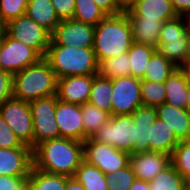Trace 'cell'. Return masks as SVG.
<instances>
[{
    "label": "cell",
    "mask_w": 190,
    "mask_h": 190,
    "mask_svg": "<svg viewBox=\"0 0 190 190\" xmlns=\"http://www.w3.org/2000/svg\"><path fill=\"white\" fill-rule=\"evenodd\" d=\"M149 151L172 155L175 146L180 140L175 136L174 130L170 129L165 122L158 118L150 127L148 138Z\"/></svg>",
    "instance_id": "cell-22"
},
{
    "label": "cell",
    "mask_w": 190,
    "mask_h": 190,
    "mask_svg": "<svg viewBox=\"0 0 190 190\" xmlns=\"http://www.w3.org/2000/svg\"><path fill=\"white\" fill-rule=\"evenodd\" d=\"M68 176L50 174L32 168L27 178V190H64Z\"/></svg>",
    "instance_id": "cell-25"
},
{
    "label": "cell",
    "mask_w": 190,
    "mask_h": 190,
    "mask_svg": "<svg viewBox=\"0 0 190 190\" xmlns=\"http://www.w3.org/2000/svg\"><path fill=\"white\" fill-rule=\"evenodd\" d=\"M157 118L174 130L180 141H185L190 135V113L183 108L163 103L156 107Z\"/></svg>",
    "instance_id": "cell-19"
},
{
    "label": "cell",
    "mask_w": 190,
    "mask_h": 190,
    "mask_svg": "<svg viewBox=\"0 0 190 190\" xmlns=\"http://www.w3.org/2000/svg\"><path fill=\"white\" fill-rule=\"evenodd\" d=\"M112 79H106L98 74L93 78L88 103L111 115Z\"/></svg>",
    "instance_id": "cell-29"
},
{
    "label": "cell",
    "mask_w": 190,
    "mask_h": 190,
    "mask_svg": "<svg viewBox=\"0 0 190 190\" xmlns=\"http://www.w3.org/2000/svg\"><path fill=\"white\" fill-rule=\"evenodd\" d=\"M134 43L158 46L159 34L163 21L146 19L145 17H127Z\"/></svg>",
    "instance_id": "cell-21"
},
{
    "label": "cell",
    "mask_w": 190,
    "mask_h": 190,
    "mask_svg": "<svg viewBox=\"0 0 190 190\" xmlns=\"http://www.w3.org/2000/svg\"><path fill=\"white\" fill-rule=\"evenodd\" d=\"M6 23L2 20L0 15V39L5 35Z\"/></svg>",
    "instance_id": "cell-49"
},
{
    "label": "cell",
    "mask_w": 190,
    "mask_h": 190,
    "mask_svg": "<svg viewBox=\"0 0 190 190\" xmlns=\"http://www.w3.org/2000/svg\"><path fill=\"white\" fill-rule=\"evenodd\" d=\"M140 84L141 79L131 75L112 79L111 116L132 114L143 106Z\"/></svg>",
    "instance_id": "cell-12"
},
{
    "label": "cell",
    "mask_w": 190,
    "mask_h": 190,
    "mask_svg": "<svg viewBox=\"0 0 190 190\" xmlns=\"http://www.w3.org/2000/svg\"><path fill=\"white\" fill-rule=\"evenodd\" d=\"M98 75L106 79L130 75V59L128 53L104 59L98 64Z\"/></svg>",
    "instance_id": "cell-30"
},
{
    "label": "cell",
    "mask_w": 190,
    "mask_h": 190,
    "mask_svg": "<svg viewBox=\"0 0 190 190\" xmlns=\"http://www.w3.org/2000/svg\"><path fill=\"white\" fill-rule=\"evenodd\" d=\"M85 190H108L106 175L96 166L83 161L73 176Z\"/></svg>",
    "instance_id": "cell-27"
},
{
    "label": "cell",
    "mask_w": 190,
    "mask_h": 190,
    "mask_svg": "<svg viewBox=\"0 0 190 190\" xmlns=\"http://www.w3.org/2000/svg\"><path fill=\"white\" fill-rule=\"evenodd\" d=\"M185 29V34L188 39H190V10L184 12L182 15H180Z\"/></svg>",
    "instance_id": "cell-46"
},
{
    "label": "cell",
    "mask_w": 190,
    "mask_h": 190,
    "mask_svg": "<svg viewBox=\"0 0 190 190\" xmlns=\"http://www.w3.org/2000/svg\"><path fill=\"white\" fill-rule=\"evenodd\" d=\"M135 179L136 177L130 164L112 174L106 175L108 190H129Z\"/></svg>",
    "instance_id": "cell-36"
},
{
    "label": "cell",
    "mask_w": 190,
    "mask_h": 190,
    "mask_svg": "<svg viewBox=\"0 0 190 190\" xmlns=\"http://www.w3.org/2000/svg\"><path fill=\"white\" fill-rule=\"evenodd\" d=\"M185 109L190 113V76L187 73V99Z\"/></svg>",
    "instance_id": "cell-48"
},
{
    "label": "cell",
    "mask_w": 190,
    "mask_h": 190,
    "mask_svg": "<svg viewBox=\"0 0 190 190\" xmlns=\"http://www.w3.org/2000/svg\"><path fill=\"white\" fill-rule=\"evenodd\" d=\"M95 26L74 19L61 20L51 34L49 45L92 47Z\"/></svg>",
    "instance_id": "cell-13"
},
{
    "label": "cell",
    "mask_w": 190,
    "mask_h": 190,
    "mask_svg": "<svg viewBox=\"0 0 190 190\" xmlns=\"http://www.w3.org/2000/svg\"><path fill=\"white\" fill-rule=\"evenodd\" d=\"M127 17H145L167 21L177 17L171 0H139L130 11L125 12Z\"/></svg>",
    "instance_id": "cell-18"
},
{
    "label": "cell",
    "mask_w": 190,
    "mask_h": 190,
    "mask_svg": "<svg viewBox=\"0 0 190 190\" xmlns=\"http://www.w3.org/2000/svg\"><path fill=\"white\" fill-rule=\"evenodd\" d=\"M185 70L187 71L188 75L190 76V65H188Z\"/></svg>",
    "instance_id": "cell-52"
},
{
    "label": "cell",
    "mask_w": 190,
    "mask_h": 190,
    "mask_svg": "<svg viewBox=\"0 0 190 190\" xmlns=\"http://www.w3.org/2000/svg\"><path fill=\"white\" fill-rule=\"evenodd\" d=\"M171 163L184 179L190 174V143L188 141H180L175 146Z\"/></svg>",
    "instance_id": "cell-35"
},
{
    "label": "cell",
    "mask_w": 190,
    "mask_h": 190,
    "mask_svg": "<svg viewBox=\"0 0 190 190\" xmlns=\"http://www.w3.org/2000/svg\"><path fill=\"white\" fill-rule=\"evenodd\" d=\"M132 43L131 27L125 13L107 15L95 26L92 48L98 63L128 52Z\"/></svg>",
    "instance_id": "cell-2"
},
{
    "label": "cell",
    "mask_w": 190,
    "mask_h": 190,
    "mask_svg": "<svg viewBox=\"0 0 190 190\" xmlns=\"http://www.w3.org/2000/svg\"><path fill=\"white\" fill-rule=\"evenodd\" d=\"M133 120L137 126L136 142L132 148V154L144 153L149 151V133L150 127L157 119L155 107L141 106L133 113Z\"/></svg>",
    "instance_id": "cell-20"
},
{
    "label": "cell",
    "mask_w": 190,
    "mask_h": 190,
    "mask_svg": "<svg viewBox=\"0 0 190 190\" xmlns=\"http://www.w3.org/2000/svg\"><path fill=\"white\" fill-rule=\"evenodd\" d=\"M55 119L60 132V138L84 142L81 105L65 103L57 99Z\"/></svg>",
    "instance_id": "cell-14"
},
{
    "label": "cell",
    "mask_w": 190,
    "mask_h": 190,
    "mask_svg": "<svg viewBox=\"0 0 190 190\" xmlns=\"http://www.w3.org/2000/svg\"><path fill=\"white\" fill-rule=\"evenodd\" d=\"M56 104V94L29 103L33 119V149L44 141L60 138L55 119Z\"/></svg>",
    "instance_id": "cell-7"
},
{
    "label": "cell",
    "mask_w": 190,
    "mask_h": 190,
    "mask_svg": "<svg viewBox=\"0 0 190 190\" xmlns=\"http://www.w3.org/2000/svg\"><path fill=\"white\" fill-rule=\"evenodd\" d=\"M107 14L93 0H75L74 20L96 26Z\"/></svg>",
    "instance_id": "cell-33"
},
{
    "label": "cell",
    "mask_w": 190,
    "mask_h": 190,
    "mask_svg": "<svg viewBox=\"0 0 190 190\" xmlns=\"http://www.w3.org/2000/svg\"><path fill=\"white\" fill-rule=\"evenodd\" d=\"M64 190H85V188L75 178L68 177Z\"/></svg>",
    "instance_id": "cell-45"
},
{
    "label": "cell",
    "mask_w": 190,
    "mask_h": 190,
    "mask_svg": "<svg viewBox=\"0 0 190 190\" xmlns=\"http://www.w3.org/2000/svg\"><path fill=\"white\" fill-rule=\"evenodd\" d=\"M60 20L72 19L75 9V0H51Z\"/></svg>",
    "instance_id": "cell-40"
},
{
    "label": "cell",
    "mask_w": 190,
    "mask_h": 190,
    "mask_svg": "<svg viewBox=\"0 0 190 190\" xmlns=\"http://www.w3.org/2000/svg\"><path fill=\"white\" fill-rule=\"evenodd\" d=\"M188 38L180 16L163 22L156 51L177 68H186Z\"/></svg>",
    "instance_id": "cell-5"
},
{
    "label": "cell",
    "mask_w": 190,
    "mask_h": 190,
    "mask_svg": "<svg viewBox=\"0 0 190 190\" xmlns=\"http://www.w3.org/2000/svg\"><path fill=\"white\" fill-rule=\"evenodd\" d=\"M25 14L45 28L50 34L60 23L51 0H28Z\"/></svg>",
    "instance_id": "cell-23"
},
{
    "label": "cell",
    "mask_w": 190,
    "mask_h": 190,
    "mask_svg": "<svg viewBox=\"0 0 190 190\" xmlns=\"http://www.w3.org/2000/svg\"><path fill=\"white\" fill-rule=\"evenodd\" d=\"M32 168V148H0V176H29Z\"/></svg>",
    "instance_id": "cell-16"
},
{
    "label": "cell",
    "mask_w": 190,
    "mask_h": 190,
    "mask_svg": "<svg viewBox=\"0 0 190 190\" xmlns=\"http://www.w3.org/2000/svg\"><path fill=\"white\" fill-rule=\"evenodd\" d=\"M136 133L137 126L132 114H123L111 116L92 138L131 155L136 142Z\"/></svg>",
    "instance_id": "cell-6"
},
{
    "label": "cell",
    "mask_w": 190,
    "mask_h": 190,
    "mask_svg": "<svg viewBox=\"0 0 190 190\" xmlns=\"http://www.w3.org/2000/svg\"><path fill=\"white\" fill-rule=\"evenodd\" d=\"M170 163V155L153 151L131 154L129 157V164L135 174L136 179L147 182H150Z\"/></svg>",
    "instance_id": "cell-17"
},
{
    "label": "cell",
    "mask_w": 190,
    "mask_h": 190,
    "mask_svg": "<svg viewBox=\"0 0 190 190\" xmlns=\"http://www.w3.org/2000/svg\"><path fill=\"white\" fill-rule=\"evenodd\" d=\"M57 79L54 70L42 58L38 63L14 74L13 97L30 103L42 97L55 95Z\"/></svg>",
    "instance_id": "cell-4"
},
{
    "label": "cell",
    "mask_w": 190,
    "mask_h": 190,
    "mask_svg": "<svg viewBox=\"0 0 190 190\" xmlns=\"http://www.w3.org/2000/svg\"><path fill=\"white\" fill-rule=\"evenodd\" d=\"M42 58L35 49L9 37L6 33L0 39V70L14 75L38 63Z\"/></svg>",
    "instance_id": "cell-11"
},
{
    "label": "cell",
    "mask_w": 190,
    "mask_h": 190,
    "mask_svg": "<svg viewBox=\"0 0 190 190\" xmlns=\"http://www.w3.org/2000/svg\"><path fill=\"white\" fill-rule=\"evenodd\" d=\"M96 75H77L57 79V99L71 104L88 102L93 78Z\"/></svg>",
    "instance_id": "cell-15"
},
{
    "label": "cell",
    "mask_w": 190,
    "mask_h": 190,
    "mask_svg": "<svg viewBox=\"0 0 190 190\" xmlns=\"http://www.w3.org/2000/svg\"><path fill=\"white\" fill-rule=\"evenodd\" d=\"M185 186V179L175 170L172 163L149 182V190H185Z\"/></svg>",
    "instance_id": "cell-31"
},
{
    "label": "cell",
    "mask_w": 190,
    "mask_h": 190,
    "mask_svg": "<svg viewBox=\"0 0 190 190\" xmlns=\"http://www.w3.org/2000/svg\"><path fill=\"white\" fill-rule=\"evenodd\" d=\"M13 80V74L0 70V106L13 97Z\"/></svg>",
    "instance_id": "cell-39"
},
{
    "label": "cell",
    "mask_w": 190,
    "mask_h": 190,
    "mask_svg": "<svg viewBox=\"0 0 190 190\" xmlns=\"http://www.w3.org/2000/svg\"><path fill=\"white\" fill-rule=\"evenodd\" d=\"M5 33L35 49L43 58L50 44L51 34L26 14L6 23Z\"/></svg>",
    "instance_id": "cell-9"
},
{
    "label": "cell",
    "mask_w": 190,
    "mask_h": 190,
    "mask_svg": "<svg viewBox=\"0 0 190 190\" xmlns=\"http://www.w3.org/2000/svg\"><path fill=\"white\" fill-rule=\"evenodd\" d=\"M186 186H190V174L185 178Z\"/></svg>",
    "instance_id": "cell-51"
},
{
    "label": "cell",
    "mask_w": 190,
    "mask_h": 190,
    "mask_svg": "<svg viewBox=\"0 0 190 190\" xmlns=\"http://www.w3.org/2000/svg\"><path fill=\"white\" fill-rule=\"evenodd\" d=\"M129 190H149V182L135 179Z\"/></svg>",
    "instance_id": "cell-47"
},
{
    "label": "cell",
    "mask_w": 190,
    "mask_h": 190,
    "mask_svg": "<svg viewBox=\"0 0 190 190\" xmlns=\"http://www.w3.org/2000/svg\"><path fill=\"white\" fill-rule=\"evenodd\" d=\"M29 147L23 145L0 115V148Z\"/></svg>",
    "instance_id": "cell-38"
},
{
    "label": "cell",
    "mask_w": 190,
    "mask_h": 190,
    "mask_svg": "<svg viewBox=\"0 0 190 190\" xmlns=\"http://www.w3.org/2000/svg\"><path fill=\"white\" fill-rule=\"evenodd\" d=\"M185 190H190V186H185Z\"/></svg>",
    "instance_id": "cell-53"
},
{
    "label": "cell",
    "mask_w": 190,
    "mask_h": 190,
    "mask_svg": "<svg viewBox=\"0 0 190 190\" xmlns=\"http://www.w3.org/2000/svg\"><path fill=\"white\" fill-rule=\"evenodd\" d=\"M44 59L57 78L98 74L99 63L92 47L49 45Z\"/></svg>",
    "instance_id": "cell-3"
},
{
    "label": "cell",
    "mask_w": 190,
    "mask_h": 190,
    "mask_svg": "<svg viewBox=\"0 0 190 190\" xmlns=\"http://www.w3.org/2000/svg\"><path fill=\"white\" fill-rule=\"evenodd\" d=\"M28 0H0V15L2 20L8 21L25 14Z\"/></svg>",
    "instance_id": "cell-37"
},
{
    "label": "cell",
    "mask_w": 190,
    "mask_h": 190,
    "mask_svg": "<svg viewBox=\"0 0 190 190\" xmlns=\"http://www.w3.org/2000/svg\"><path fill=\"white\" fill-rule=\"evenodd\" d=\"M84 161L96 166L105 175L114 173L129 164L130 154L105 143H99L93 138L83 142Z\"/></svg>",
    "instance_id": "cell-8"
},
{
    "label": "cell",
    "mask_w": 190,
    "mask_h": 190,
    "mask_svg": "<svg viewBox=\"0 0 190 190\" xmlns=\"http://www.w3.org/2000/svg\"><path fill=\"white\" fill-rule=\"evenodd\" d=\"M171 2L178 16L190 10V0H171Z\"/></svg>",
    "instance_id": "cell-43"
},
{
    "label": "cell",
    "mask_w": 190,
    "mask_h": 190,
    "mask_svg": "<svg viewBox=\"0 0 190 190\" xmlns=\"http://www.w3.org/2000/svg\"><path fill=\"white\" fill-rule=\"evenodd\" d=\"M28 176H0V190H27Z\"/></svg>",
    "instance_id": "cell-41"
},
{
    "label": "cell",
    "mask_w": 190,
    "mask_h": 190,
    "mask_svg": "<svg viewBox=\"0 0 190 190\" xmlns=\"http://www.w3.org/2000/svg\"><path fill=\"white\" fill-rule=\"evenodd\" d=\"M165 103L185 109L187 99V71L176 69L165 81Z\"/></svg>",
    "instance_id": "cell-24"
},
{
    "label": "cell",
    "mask_w": 190,
    "mask_h": 190,
    "mask_svg": "<svg viewBox=\"0 0 190 190\" xmlns=\"http://www.w3.org/2000/svg\"><path fill=\"white\" fill-rule=\"evenodd\" d=\"M155 52L156 48L153 46L133 42L127 52L130 59V75L142 79Z\"/></svg>",
    "instance_id": "cell-26"
},
{
    "label": "cell",
    "mask_w": 190,
    "mask_h": 190,
    "mask_svg": "<svg viewBox=\"0 0 190 190\" xmlns=\"http://www.w3.org/2000/svg\"><path fill=\"white\" fill-rule=\"evenodd\" d=\"M139 0H115V3L118 7V10L121 13L130 11V9L138 2Z\"/></svg>",
    "instance_id": "cell-44"
},
{
    "label": "cell",
    "mask_w": 190,
    "mask_h": 190,
    "mask_svg": "<svg viewBox=\"0 0 190 190\" xmlns=\"http://www.w3.org/2000/svg\"><path fill=\"white\" fill-rule=\"evenodd\" d=\"M83 161V142L72 139L47 140L33 149V167L50 174L73 177Z\"/></svg>",
    "instance_id": "cell-1"
},
{
    "label": "cell",
    "mask_w": 190,
    "mask_h": 190,
    "mask_svg": "<svg viewBox=\"0 0 190 190\" xmlns=\"http://www.w3.org/2000/svg\"><path fill=\"white\" fill-rule=\"evenodd\" d=\"M176 69L178 68L156 51L151 57L141 80L164 82Z\"/></svg>",
    "instance_id": "cell-32"
},
{
    "label": "cell",
    "mask_w": 190,
    "mask_h": 190,
    "mask_svg": "<svg viewBox=\"0 0 190 190\" xmlns=\"http://www.w3.org/2000/svg\"><path fill=\"white\" fill-rule=\"evenodd\" d=\"M107 15L121 13L115 3V0H93Z\"/></svg>",
    "instance_id": "cell-42"
},
{
    "label": "cell",
    "mask_w": 190,
    "mask_h": 190,
    "mask_svg": "<svg viewBox=\"0 0 190 190\" xmlns=\"http://www.w3.org/2000/svg\"><path fill=\"white\" fill-rule=\"evenodd\" d=\"M190 65V39H188L187 55H186V67Z\"/></svg>",
    "instance_id": "cell-50"
},
{
    "label": "cell",
    "mask_w": 190,
    "mask_h": 190,
    "mask_svg": "<svg viewBox=\"0 0 190 190\" xmlns=\"http://www.w3.org/2000/svg\"><path fill=\"white\" fill-rule=\"evenodd\" d=\"M0 115L20 142L33 149V119L29 103L11 97L0 106Z\"/></svg>",
    "instance_id": "cell-10"
},
{
    "label": "cell",
    "mask_w": 190,
    "mask_h": 190,
    "mask_svg": "<svg viewBox=\"0 0 190 190\" xmlns=\"http://www.w3.org/2000/svg\"><path fill=\"white\" fill-rule=\"evenodd\" d=\"M81 113L84 124V141L92 138L111 117L109 112L88 102L81 105Z\"/></svg>",
    "instance_id": "cell-28"
},
{
    "label": "cell",
    "mask_w": 190,
    "mask_h": 190,
    "mask_svg": "<svg viewBox=\"0 0 190 190\" xmlns=\"http://www.w3.org/2000/svg\"><path fill=\"white\" fill-rule=\"evenodd\" d=\"M140 89L143 106L156 108L165 103L166 89L164 82L141 80Z\"/></svg>",
    "instance_id": "cell-34"
}]
</instances>
